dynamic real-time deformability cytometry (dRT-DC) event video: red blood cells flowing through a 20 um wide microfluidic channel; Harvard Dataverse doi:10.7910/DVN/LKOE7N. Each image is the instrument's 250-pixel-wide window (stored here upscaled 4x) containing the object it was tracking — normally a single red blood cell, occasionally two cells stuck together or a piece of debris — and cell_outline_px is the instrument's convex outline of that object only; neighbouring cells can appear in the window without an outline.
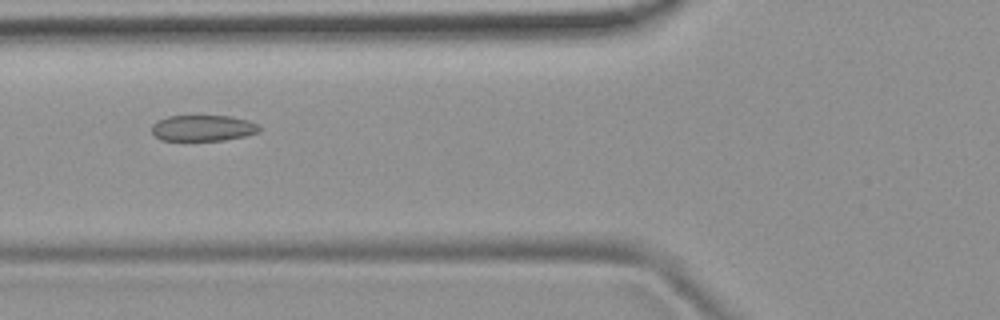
{"species": "common noctule bat (a hibernating species)", "species_latin": "Nyctalus noctula", "temperature_condition": "room temperature", "stored_images_in_passage": 7, "camera_frame_rate_fps": 3000, "um_per_image_px": 0.085, "animal": {"sex": "female", "body_mass_g": 19.9}, "frame": {"image": 1, "passage_image": 6, "time_ms": 6.0, "image_size_px": [1000, 320], "cell_outline_px": [[260, 132], [244, 136], [224, 140], [160, 140], [152, 132], [152, 124], [156, 120], [168, 116], [228, 116], [248, 120], [260, 124]], "centroid_in_image_um": [17.26, 10.88], "position_along_channel_um": 108.5, "area_um2": 16.36}}
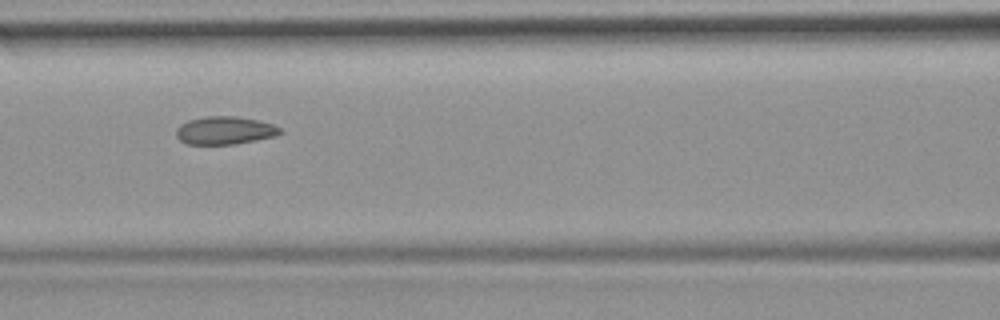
{"frame": {"image": 2, "passage_image": 7, "time_ms": 7.0, "image_size_px": [1000, 320], "cell_outline_px": [[280, 132], [276, 136], [236, 144], [188, 144], [180, 140], [176, 136], [176, 128], [180, 124], [188, 120], [208, 116], [236, 116], [256, 120], [272, 124], [280, 128]], "centroid_in_image_um": [19.07, 11.09], "position_along_channel_um": 147.5, "area_um2": 16.82}}